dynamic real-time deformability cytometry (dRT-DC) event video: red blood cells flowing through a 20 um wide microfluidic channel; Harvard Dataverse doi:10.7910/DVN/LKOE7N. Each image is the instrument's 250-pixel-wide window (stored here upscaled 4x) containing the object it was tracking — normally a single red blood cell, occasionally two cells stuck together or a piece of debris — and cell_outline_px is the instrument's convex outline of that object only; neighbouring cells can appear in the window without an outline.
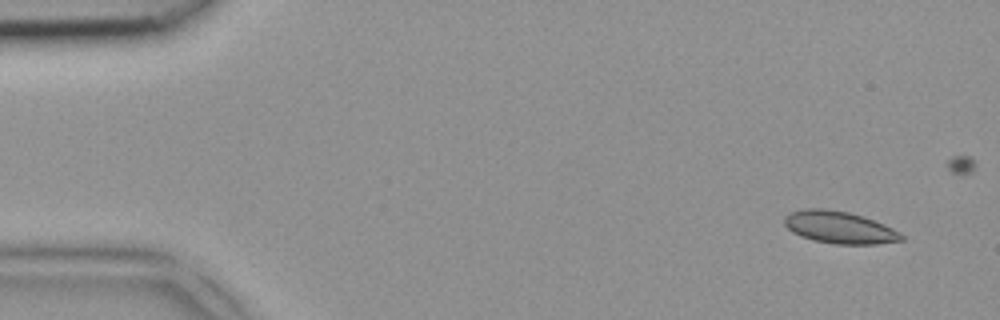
{"species": "common noctule bat (a hibernating species)", "species_latin": "Nyctalus noctula", "temperature_condition": "room temperature", "stored_images_in_passage": 5, "camera_frame_rate_fps": 3000, "um_per_image_px": 0.085, "animal": {"sex": "female", "body_mass_g": 18.4}, "frame": {"image": 1, "passage_image": 1, "time_ms": 0.0, "image_size_px": [1000, 320], "cell_outline_px": [[904, 240], [876, 244], [836, 244], [812, 240], [800, 236], [792, 232], [784, 224], [784, 216], [792, 212], [804, 208], [824, 208], [848, 212], [864, 216], [884, 224], [900, 232], [904, 236]], "centroid_in_image_um": [71.35, 19.32], "position_along_channel_um": 13.7, "area_um2": 22.08}}
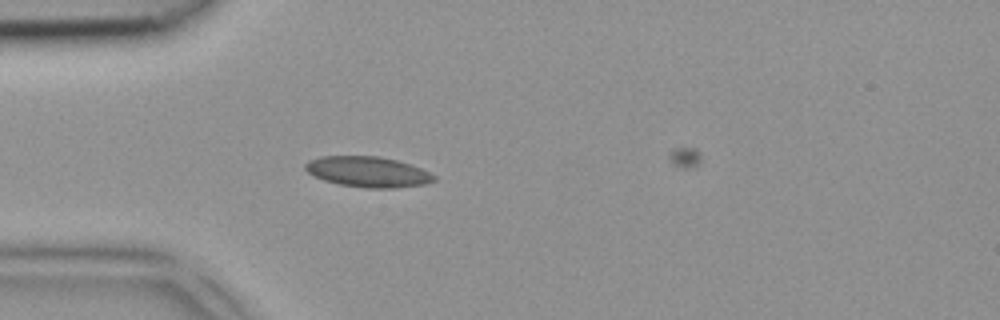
{"frame": {"image": 2, "passage_image": 4, "time_ms": 1.0, "image_size_px": [1000, 320], "cell_outline_px": [[436, 180], [424, 184], [392, 188], [368, 188], [340, 184], [324, 180], [308, 172], [304, 168], [304, 164], [308, 160], [320, 156], [376, 156], [396, 160], [420, 168], [436, 176]], "centroid_in_image_um": [31.24, 14.6], "position_along_channel_um": 53.8, "area_um2": 22.66}}